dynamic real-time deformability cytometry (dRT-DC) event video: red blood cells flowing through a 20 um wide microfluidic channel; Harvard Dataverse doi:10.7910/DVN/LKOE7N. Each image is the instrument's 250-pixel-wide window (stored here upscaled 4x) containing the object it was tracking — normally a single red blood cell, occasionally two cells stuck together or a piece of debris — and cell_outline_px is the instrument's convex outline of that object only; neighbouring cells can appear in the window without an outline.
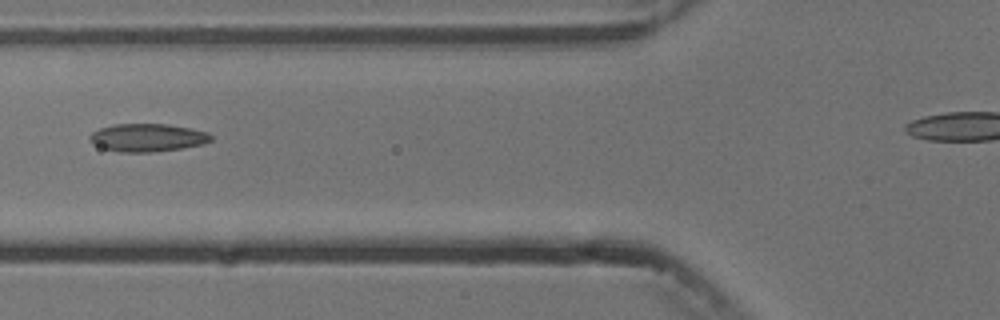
{"species": "common noctule bat (a hibernating species)", "species_latin": "Nyctalus noctula", "temperature_condition": "cold", "stored_images_in_passage": 5, "camera_frame_rate_fps": 3000, "um_per_image_px": 0.085, "animal": {"sex": "male", "body_mass_g": 13.3}, "frame": {"image": 1, "passage_image": 2, "time_ms": 1.333, "image_size_px": [1000, 320], "cell_outline_px": [[212, 140], [204, 144], [180, 148], [148, 152], [120, 152], [104, 148], [92, 144], [88, 136], [92, 132], [100, 128], [112, 124], [168, 124], [192, 128], [208, 132], [212, 136]], "centroid_in_image_um": [12.53, 11.68], "position_along_channel_um": 113.3, "area_um2": 19.77}}
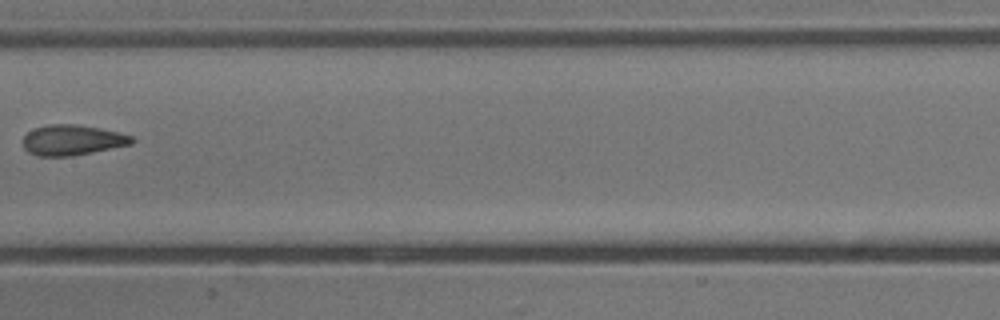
{"frame": {"image": 2, "passage_image": 4, "time_ms": 3.667, "image_size_px": [1000, 320], "cell_outline_px": [[136, 140], [132, 144], [72, 156], [36, 156], [28, 152], [24, 148], [24, 136], [28, 132], [36, 128], [48, 124], [76, 124], [100, 128], [132, 136]], "centroid_in_image_um": [6.14, 11.91], "position_along_channel_um": 201.3, "area_um2": 19.19}}
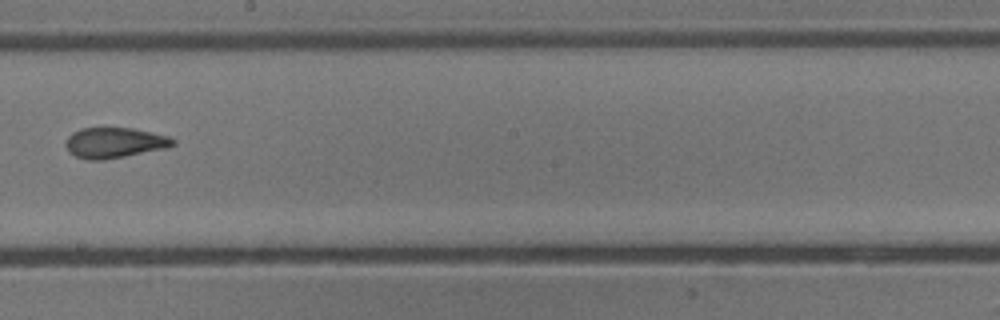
{"frame": {"image": 3, "passage_image": 5, "time_ms": 4.667, "image_size_px": [1000, 320], "cell_outline_px": [[176, 144], [168, 148], [104, 160], [88, 160], [76, 156], [68, 152], [64, 144], [68, 136], [72, 132], [80, 128], [132, 128], [168, 136], [176, 140]], "centroid_in_image_um": [9.72, 12.14], "position_along_channel_um": 238.5, "area_um2": 19.19}}